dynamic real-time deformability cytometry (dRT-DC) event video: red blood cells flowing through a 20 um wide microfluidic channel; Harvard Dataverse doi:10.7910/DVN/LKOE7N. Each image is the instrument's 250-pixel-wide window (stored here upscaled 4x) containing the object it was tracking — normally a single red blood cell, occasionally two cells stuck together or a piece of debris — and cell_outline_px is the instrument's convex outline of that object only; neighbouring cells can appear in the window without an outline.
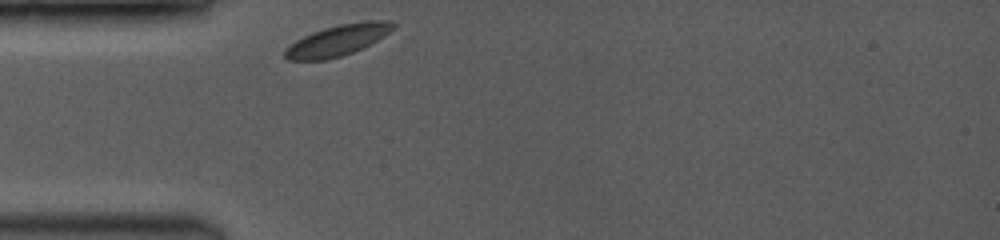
{"species": "common noctule bat (a hibernating species)", "species_latin": "Nyctalus noctula", "temperature_condition": "room temperature", "stored_images_in_passage": 43, "camera_frame_rate_fps": 3500, "um_per_image_px": 0.085, "animal": {"sex": "female", "body_mass_g": 19.0, "forearm_length_mm": 53.3}, "frame": {"image": 1, "passage_image": 1, "time_ms": 0.0, "image_size_px": [1000, 240], "cell_outline_px": [[396, 24], [384, 36], [364, 48], [340, 56], [324, 60], [288, 60], [284, 56], [284, 52], [296, 40], [312, 32], [324, 28], [340, 24], [368, 20], [388, 20]], "centroid_in_image_um": [28.72, 3.42], "position_along_channel_um": 56.3, "area_um2": 19.31}}
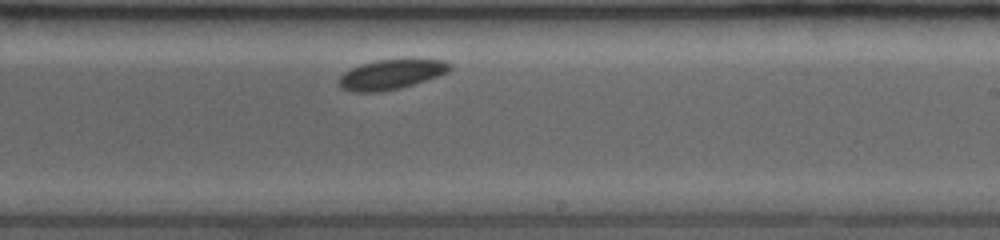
{"frame": {"image": 2, "passage_image": 25, "time_ms": 5.429, "image_size_px": [1000, 240], "cell_outline_px": [[452, 68], [448, 72], [440, 76], [400, 88], [380, 92], [352, 92], [340, 88], [340, 76], [344, 72], [360, 64], [376, 60], [408, 56], [412, 56], [444, 60], [452, 64]], "centroid_in_image_um": [33.34, 6.27], "position_along_channel_um": 255.7, "area_um2": 20.23}}
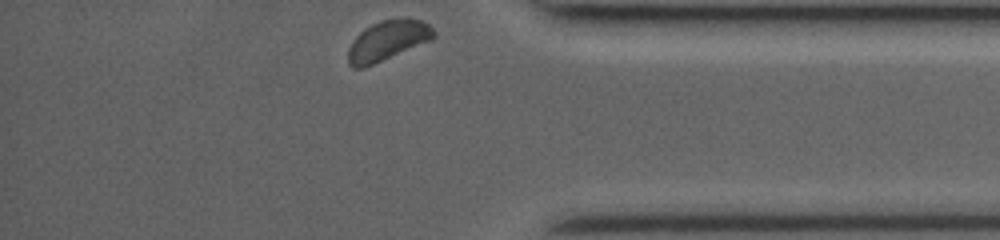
{"frame": {"image": 3, "passage_image": 43, "time_ms": 9.429, "image_size_px": [1000, 240], "cell_outline_px": [[436, 36], [432, 40], [364, 68], [352, 68], [348, 64], [348, 48], [352, 40], [364, 28], [380, 20], [404, 16], [408, 16], [424, 20], [436, 32]], "centroid_in_image_um": [32.97, 3.41], "position_along_channel_um": 402.2, "area_um2": 20.52}}